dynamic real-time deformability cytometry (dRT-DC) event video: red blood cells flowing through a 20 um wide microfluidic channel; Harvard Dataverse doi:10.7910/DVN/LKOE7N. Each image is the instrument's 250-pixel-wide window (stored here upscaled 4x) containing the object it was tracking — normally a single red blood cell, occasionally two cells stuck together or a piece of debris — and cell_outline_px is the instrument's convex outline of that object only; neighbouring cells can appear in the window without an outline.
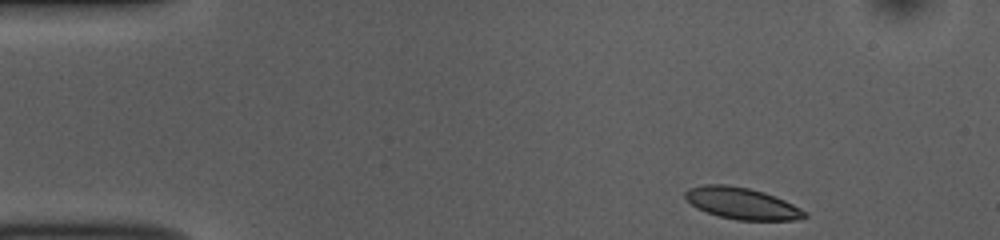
{"species": "common noctule bat (a hibernating species)", "species_latin": "Nyctalus noctula", "temperature_condition": "room temperature", "stored_images_in_passage": 47, "camera_frame_rate_fps": 3000, "um_per_image_px": 0.085, "animal": {"sex": "female", "body_mass_g": 10.0, "forearm_length_mm": 53.1}, "frame": {"image": 1, "passage_image": 1, "time_ms": 0.0, "image_size_px": [1000, 240], "cell_outline_px": [[808, 216], [792, 220], [736, 220], [720, 216], [696, 208], [684, 196], [684, 192], [688, 188], [704, 184], [728, 184], [748, 188], [764, 192], [784, 200], [808, 212]], "centroid_in_image_um": [63.05, 17.28], "position_along_channel_um": 22.0, "area_um2": 21.91}}
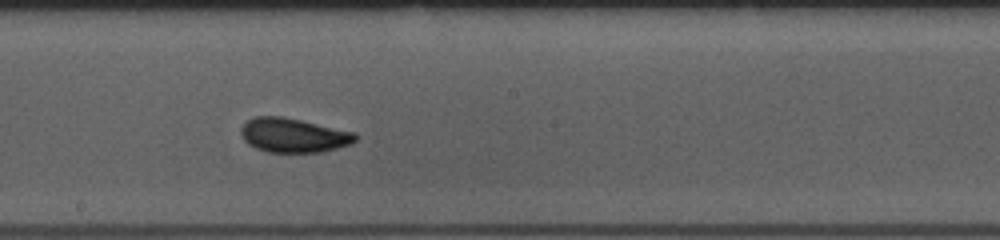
{"frame": {"image": 2, "passage_image": 23, "time_ms": 7.333, "image_size_px": [1000, 240], "cell_outline_px": [[356, 140], [352, 144], [320, 152], [268, 152], [256, 148], [248, 144], [244, 140], [240, 132], [240, 128], [248, 120], [256, 116], [280, 116], [300, 120], [356, 132]], "centroid_in_image_um": [24.94, 11.5], "position_along_channel_um": 223.3, "area_um2": 22.77}}
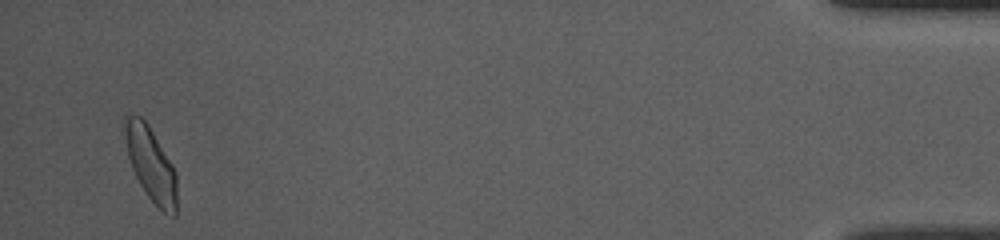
{"frame": {"image": 3, "passage_image": 45, "time_ms": 14.667, "image_size_px": [1000, 240], "cell_outline_px": [[176, 216], [172, 216], [164, 212], [148, 196], [140, 184], [132, 168], [128, 156], [120, 128], [124, 116], [128, 112], [140, 116], [148, 124], [172, 164], [176, 172]], "centroid_in_image_um": [12.75, 13.84], "position_along_channel_um": 422.4, "area_um2": 22.77}, "authors_computed_cell_mechanics": {"area_um2": 21.964, "velocity_mm_per_s": 3.8007, "shape_relaxation_time_tau1_ms": 2.9196, "shape_relaxation_time_tau2_ms": 1.6195, "deformation_change_tau1": 0.1133, "deformation_change_tau2": 0.0577}}